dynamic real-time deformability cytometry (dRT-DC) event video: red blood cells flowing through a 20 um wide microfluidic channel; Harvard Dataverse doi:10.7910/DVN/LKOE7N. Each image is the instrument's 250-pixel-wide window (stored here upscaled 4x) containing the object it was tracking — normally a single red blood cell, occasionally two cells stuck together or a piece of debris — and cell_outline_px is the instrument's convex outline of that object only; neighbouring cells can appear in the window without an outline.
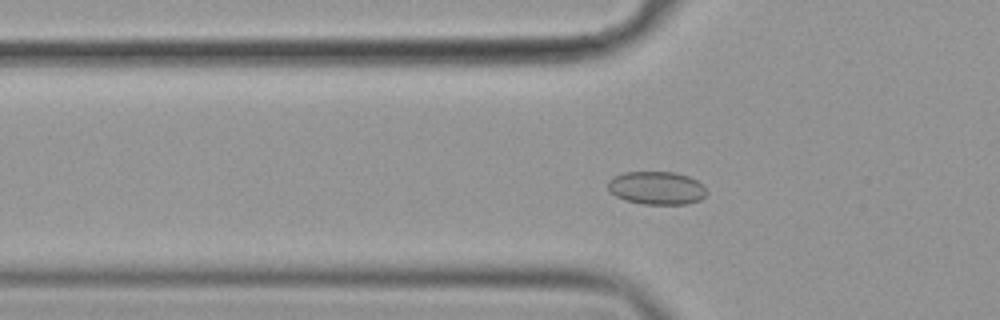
{"species": "common noctule bat (a hibernating species)", "species_latin": "Nyctalus noctula", "temperature_condition": "cold", "stored_images_in_passage": 58, "camera_frame_rate_fps": 3000, "um_per_image_px": 0.085, "animal": {"sex": "female", "body_mass_g": 19.9}, "frame": {"image": 1, "passage_image": 19, "time_ms": 6.0, "image_size_px": [1000, 320], "cell_outline_px": [[708, 192], [700, 200], [688, 204], [644, 204], [624, 200], [616, 196], [608, 188], [608, 180], [612, 176], [624, 172], [676, 172], [688, 176], [696, 180]], "centroid_in_image_um": [55.8, 15.97], "position_along_channel_um": 70.0, "area_um2": 19.07}}
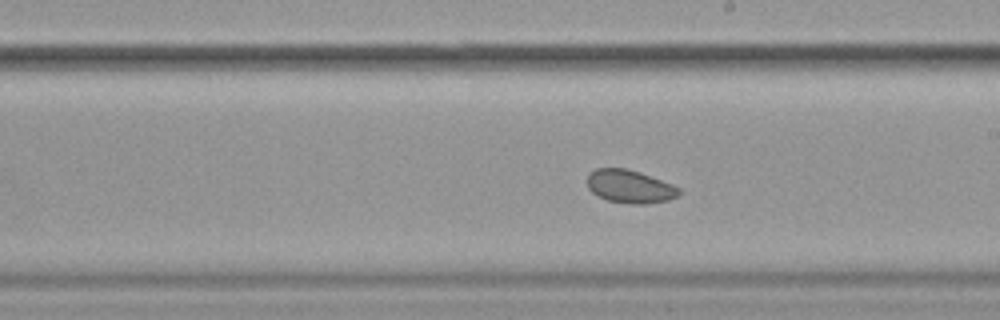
{"frame": {"image": 2, "passage_image": 33, "time_ms": 10.667, "image_size_px": [1000, 320], "cell_outline_px": [[680, 192], [676, 196], [668, 200], [648, 204], [632, 204], [608, 200], [596, 196], [588, 188], [588, 176], [596, 168], [624, 168], [640, 172], [672, 184], [680, 188]], "centroid_in_image_um": [53.54, 15.86], "position_along_channel_um": 235.5, "area_um2": 17.63}}
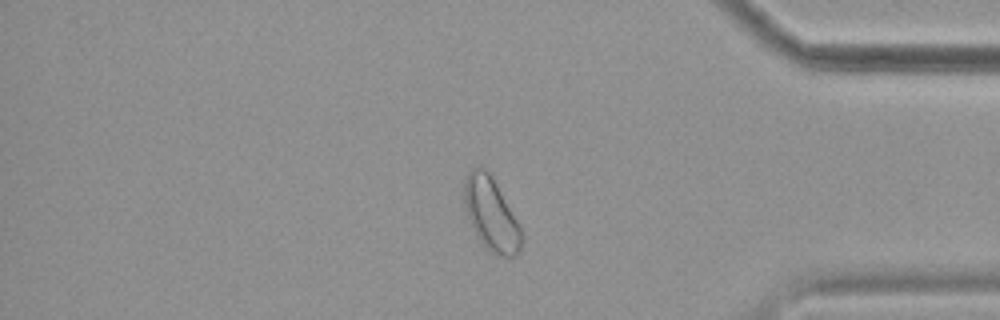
{"frame": {"image": 3, "passage_image": 48, "time_ms": 15.667, "image_size_px": [1000, 320], "cell_outline_px": [[524, 240], [516, 256], [504, 256], [492, 252], [484, 248], [476, 236], [472, 228], [464, 204], [464, 180], [468, 172], [472, 168], [484, 168], [492, 176], [520, 224], [524, 232]], "centroid_in_image_um": [41.77, 18.23], "position_along_channel_um": 393.4, "area_um2": 24.62}}